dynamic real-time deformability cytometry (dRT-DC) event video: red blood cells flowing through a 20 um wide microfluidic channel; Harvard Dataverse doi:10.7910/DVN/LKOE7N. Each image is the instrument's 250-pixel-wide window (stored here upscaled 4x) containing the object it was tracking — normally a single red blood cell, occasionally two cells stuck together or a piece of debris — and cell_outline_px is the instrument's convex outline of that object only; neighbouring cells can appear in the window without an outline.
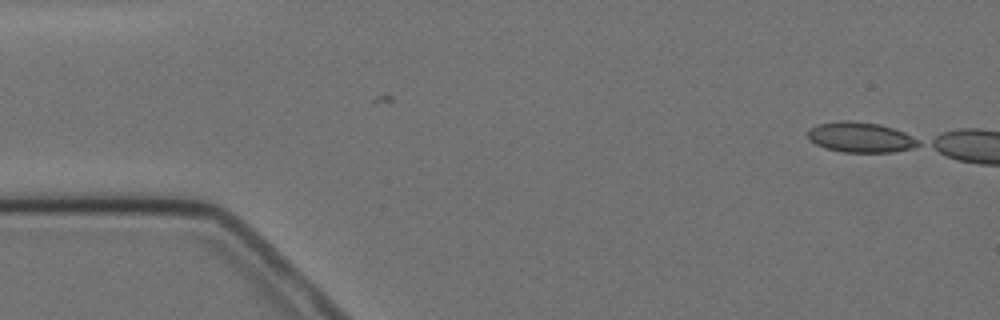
{"species": "Egyptian fruit bat (a non-hibernating species)", "species_latin": "Rousettus aegyptiacus", "temperature_condition": "cold", "stored_images_in_passage": 2, "camera_frame_rate_fps": 3000, "um_per_image_px": 0.085, "animal": {"sex": "female"}, "frame": {"image": 1, "passage_image": 2, "time_ms": 1.333, "image_size_px": [1000, 320], "cell_outline_px": [[920, 144], [912, 148], [892, 152], [844, 152], [828, 148], [816, 144], [808, 140], [808, 128], [820, 124], [840, 120], [852, 120], [880, 124], [904, 132], [920, 140]], "centroid_in_image_um": [73.14, 11.66], "position_along_channel_um": 11.9, "area_um2": 19.48}}